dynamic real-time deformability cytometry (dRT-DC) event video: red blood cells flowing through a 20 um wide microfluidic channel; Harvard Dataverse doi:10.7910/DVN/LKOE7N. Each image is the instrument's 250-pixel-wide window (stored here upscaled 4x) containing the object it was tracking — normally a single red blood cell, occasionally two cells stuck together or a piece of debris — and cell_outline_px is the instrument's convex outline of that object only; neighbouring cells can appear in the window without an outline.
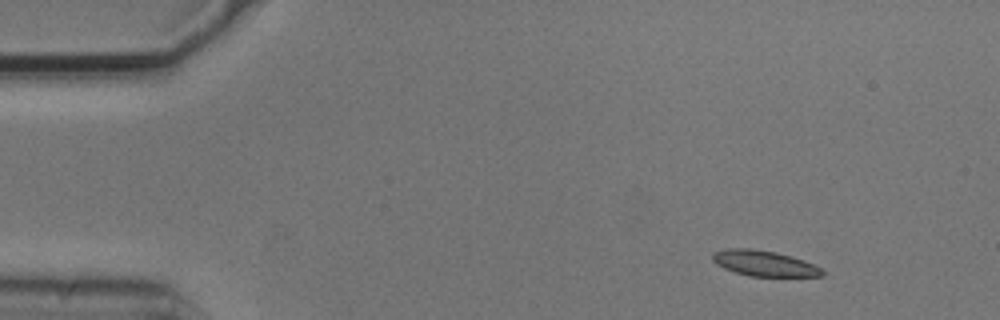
{"species": "common noctule bat (a hibernating species)", "species_latin": "Nyctalus noctula", "temperature_condition": "cold", "stored_images_in_passage": 4, "camera_frame_rate_fps": 3000, "um_per_image_px": 0.085, "animal": {"sex": "male", "body_mass_g": 20.5, "forearm_length_mm": 52.5}, "frame": {"image": 1, "passage_image": 1, "time_ms": 0.0, "image_size_px": [1000, 320], "cell_outline_px": [[824, 276], [748, 276], [724, 268], [716, 264], [712, 260], [712, 252], [724, 248], [752, 248], [776, 252], [792, 256], [804, 260], [820, 268], [824, 272]], "centroid_in_image_um": [64.91, 22.37], "position_along_channel_um": 20.1, "area_um2": 16.42}}
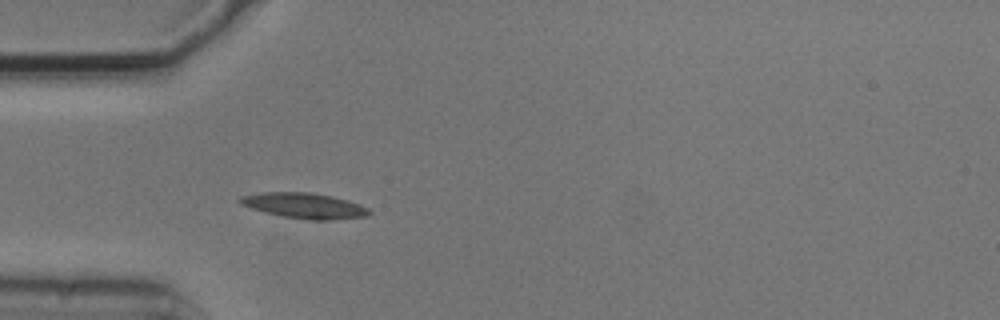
{"frame": {"image": 2, "passage_image": 4, "time_ms": 1.0, "image_size_px": [1000, 320], "cell_outline_px": [[372, 212], [368, 216], [328, 220], [308, 220], [280, 216], [252, 208], [240, 204], [236, 200], [240, 196], [260, 192], [312, 192], [332, 196], [348, 200], [360, 204], [368, 208]], "centroid_in_image_um": [25.86, 17.47], "position_along_channel_um": 59.1, "area_um2": 19.36}}